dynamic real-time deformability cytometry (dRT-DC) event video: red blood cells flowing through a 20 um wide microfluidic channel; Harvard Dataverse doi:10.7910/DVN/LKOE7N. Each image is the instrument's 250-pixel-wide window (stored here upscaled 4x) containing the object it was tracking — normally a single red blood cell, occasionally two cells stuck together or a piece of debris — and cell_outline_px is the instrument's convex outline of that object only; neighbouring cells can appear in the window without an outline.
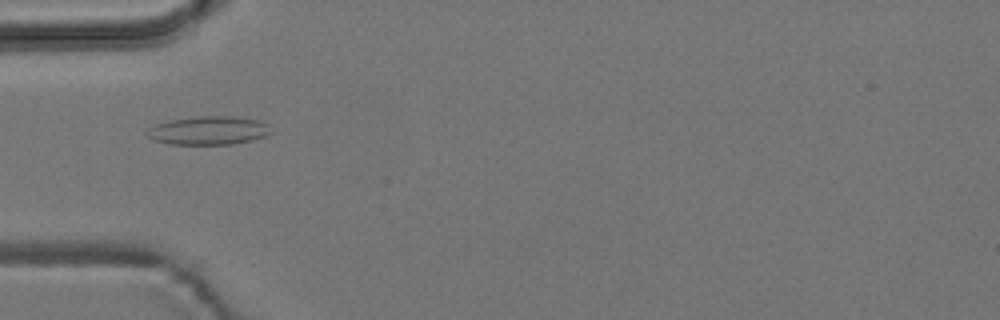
{"species": "common noctule bat (a hibernating species)", "species_latin": "Nyctalus noctula", "temperature_condition": "room temperature", "stored_images_in_passage": 28, "camera_frame_rate_fps": 3000, "um_per_image_px": 0.085, "animal": {"sex": "male", "body_mass_g": 19.2, "forearm_length_mm": 51.8}, "frame": {"image": 1, "passage_image": 1, "time_ms": 0.0, "image_size_px": [1000, 320], "cell_outline_px": [[272, 132], [264, 136], [252, 140], [232, 144], [168, 144], [156, 140], [148, 136], [148, 128], [156, 124], [168, 120], [200, 116], [236, 116], [260, 120], [268, 124]], "centroid_in_image_um": [17.76, 11.08], "position_along_channel_um": 67.2, "area_um2": 20.58}}
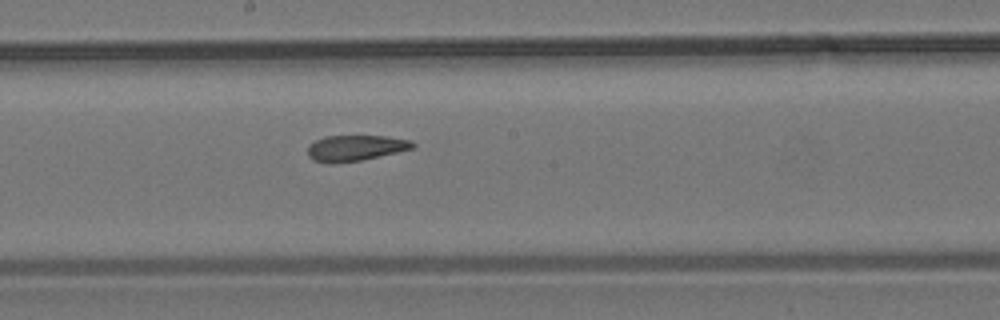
{"frame": {"image": 2, "passage_image": 13, "time_ms": 4.0, "image_size_px": [1000, 320], "cell_outline_px": [[416, 144], [412, 148], [396, 152], [360, 160], [332, 164], [328, 164], [312, 160], [308, 156], [308, 144], [324, 136], [388, 136], [412, 140]], "centroid_in_image_um": [30.17, 12.58], "position_along_channel_um": 218.0, "area_um2": 15.84}}
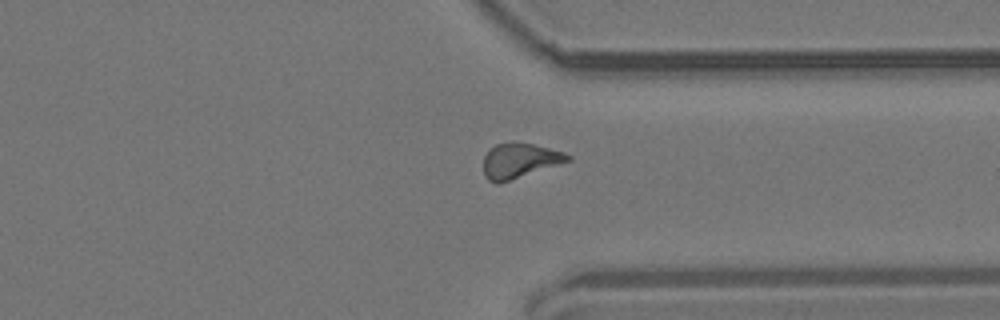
{"frame": {"image": 3, "passage_image": 25, "time_ms": 8.0, "image_size_px": [1000, 320], "cell_outline_px": [[572, 160], [500, 184], [496, 184], [488, 180], [484, 176], [484, 156], [496, 144], [512, 140], [532, 144], [564, 152], [572, 156]], "centroid_in_image_um": [44.16, 13.66], "position_along_channel_um": 367.2, "area_um2": 17.4}, "authors_computed_cell_mechanics": {"area_um2": 16.8198, "velocity_mm_per_s": 3.755, "shape_relaxation_time_tau1_ms": null, "shape_relaxation_time_tau2_ms": 4.1209, "deformation_change_tau1": null, "deformation_change_tau2": 0.1326}}